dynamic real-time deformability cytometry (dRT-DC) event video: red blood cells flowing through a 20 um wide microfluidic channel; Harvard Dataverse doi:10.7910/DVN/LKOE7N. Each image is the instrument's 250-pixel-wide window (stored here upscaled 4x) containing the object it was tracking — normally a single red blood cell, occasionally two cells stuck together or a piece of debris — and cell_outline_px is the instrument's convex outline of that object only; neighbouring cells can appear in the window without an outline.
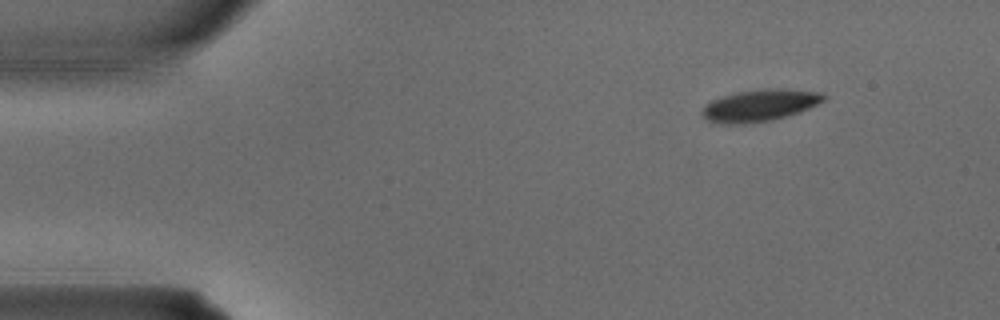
{"species": "common noctule bat (a hibernating species)", "species_latin": "Nyctalus noctula", "temperature_condition": "warm", "stored_images_in_passage": 3, "camera_frame_rate_fps": 3000, "um_per_image_px": 0.085, "animal": {"sex": "male", "body_mass_g": 15.6}, "frame": {"image": 1, "passage_image": 1, "time_ms": 0.0, "image_size_px": [1000, 320], "cell_outline_px": [[828, 96], [824, 100], [800, 112], [772, 120], [744, 124], [724, 124], [708, 120], [700, 112], [704, 104], [712, 100], [736, 92], [764, 88], [776, 88], [820, 92]], "centroid_in_image_um": [64.56, 8.95], "position_along_channel_um": 20.4, "area_um2": 22.54}}
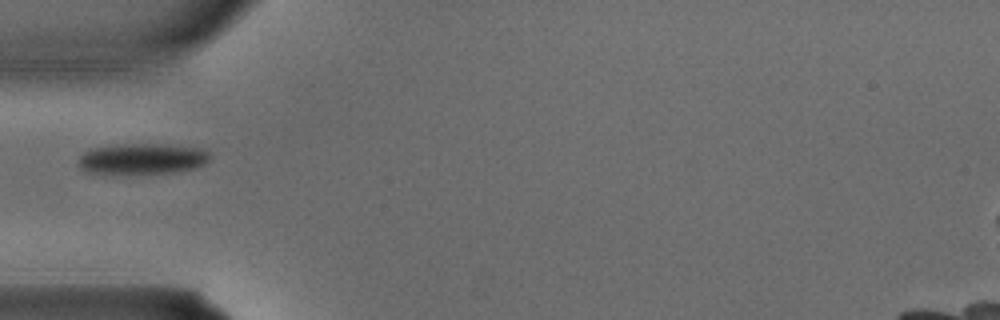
{"frame": {"image": 2, "passage_image": 3, "time_ms": 0.667, "image_size_px": [1000, 320], "cell_outline_px": [[212, 156], [204, 164], [196, 168], [172, 172], [124, 176], [84, 172], [80, 168], [80, 156], [84, 152], [92, 148], [116, 144], [168, 144], [200, 148], [208, 152]], "centroid_in_image_um": [12.06, 13.53], "position_along_channel_um": 72.9, "area_um2": 24.45}}